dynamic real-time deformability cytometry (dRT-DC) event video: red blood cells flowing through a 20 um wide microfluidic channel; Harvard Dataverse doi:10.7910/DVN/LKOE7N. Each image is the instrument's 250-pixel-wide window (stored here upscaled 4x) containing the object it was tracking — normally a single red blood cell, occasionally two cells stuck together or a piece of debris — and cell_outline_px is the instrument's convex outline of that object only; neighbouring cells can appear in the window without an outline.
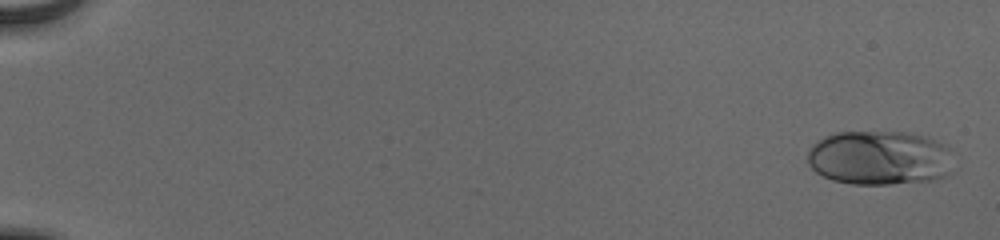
{"species": "human", "species_latin": "Homo sapiens", "temperature_condition": "cold", "stored_images_in_passage": 55, "camera_frame_rate_fps": 3000, "um_per_image_px": 0.085, "donor": {"sex": "male"}, "frame": {"image": 1, "passage_image": 2, "time_ms": 0.333, "image_size_px": [1000, 240], "cell_outline_px": [[952, 172], [944, 176], [932, 180], [888, 184], [852, 184], [832, 180], [816, 172], [808, 164], [808, 152], [812, 144], [816, 140], [824, 136], [836, 132], [904, 132], [924, 136], [948, 144]], "centroid_in_image_um": [74.75, 13.41], "position_along_channel_um": 10.3, "area_um2": 46.53}}
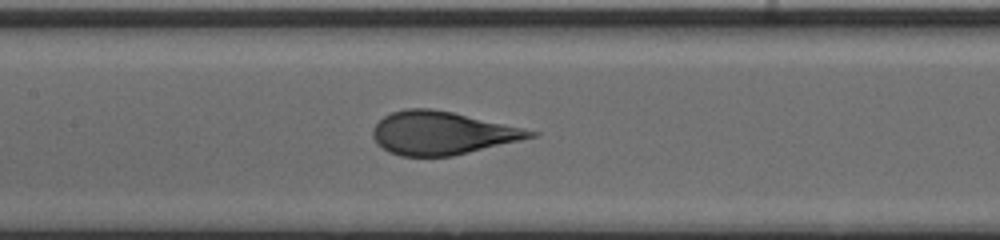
{"frame": {"image": 2, "passage_image": 29, "time_ms": 9.333, "image_size_px": [1000, 240], "cell_outline_px": [[540, 132], [536, 136], [452, 156], [400, 156], [388, 152], [376, 144], [372, 136], [372, 128], [384, 116], [392, 112], [404, 108], [428, 108], [452, 112]], "centroid_in_image_um": [37.5, 11.31], "position_along_channel_um": 169.9, "area_um2": 39.25}}
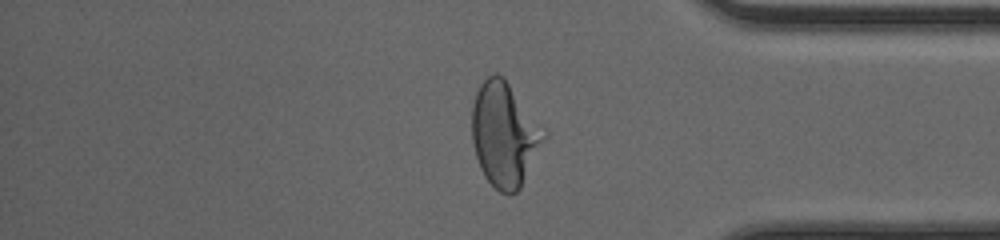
{"frame": {"image": 3, "passage_image": 47, "time_ms": 15.333, "image_size_px": [1000, 240], "cell_outline_px": [[544, 136], [520, 188], [516, 192], [508, 196], [500, 192], [484, 176], [480, 168], [476, 156], [472, 140], [472, 104], [476, 92], [480, 84], [492, 72], [496, 72], [504, 76]], "centroid_in_image_um": [42.77, 11.43], "position_along_channel_um": 392.4, "area_um2": 42.08}, "authors_computed_cell_mechanics": {"area_um2": 40.749, "velocity_mm_per_s": 3.9056, "shape_relaxation_time_tau1_ms": 4.4666, "shape_relaxation_time_tau2_ms": null, "deformation_change_tau1": 0.1973, "deformation_change_tau2": null}}